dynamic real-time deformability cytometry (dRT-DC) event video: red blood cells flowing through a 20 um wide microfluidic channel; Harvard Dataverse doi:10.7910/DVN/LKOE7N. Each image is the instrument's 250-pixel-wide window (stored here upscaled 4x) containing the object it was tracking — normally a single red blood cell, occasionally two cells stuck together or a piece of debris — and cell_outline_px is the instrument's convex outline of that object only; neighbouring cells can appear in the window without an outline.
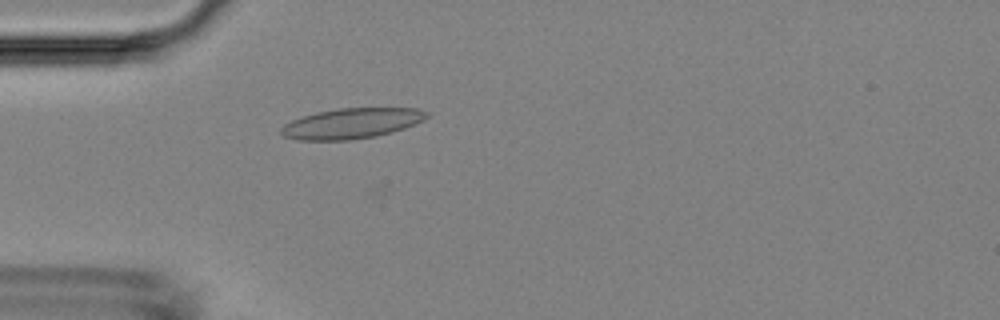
{"species": "Egyptian fruit bat (a non-hibernating species)", "species_latin": "Rousettus aegyptiacus", "temperature_condition": "room temperature", "stored_images_in_passage": 52, "camera_frame_rate_fps": 3000, "um_per_image_px": 0.085, "animal": {"sex": "female"}, "frame": {"image": 1, "passage_image": 17, "time_ms": 5.333, "image_size_px": [1000, 320], "cell_outline_px": [[428, 116], [424, 120], [416, 124], [392, 132], [376, 136], [348, 140], [296, 140], [284, 136], [280, 132], [280, 128], [284, 124], [292, 120], [316, 112], [336, 108], [416, 108], [428, 112]], "centroid_in_image_um": [29.88, 10.49], "position_along_channel_um": 55.1, "area_um2": 25.84}}
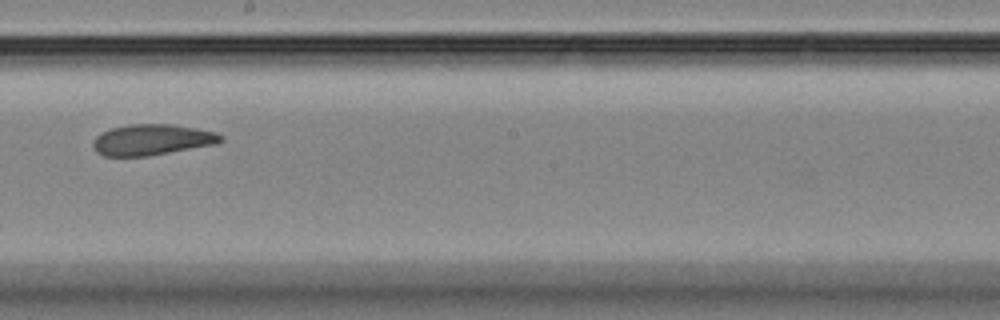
{"frame": {"image": 2, "passage_image": 31, "time_ms": 10.0, "image_size_px": [1000, 320], "cell_outline_px": [[224, 140], [216, 144], [148, 156], [104, 156], [96, 152], [92, 148], [92, 140], [96, 136], [112, 128], [128, 124], [172, 124], [216, 132], [224, 136]], "centroid_in_image_um": [12.91, 11.88], "position_along_channel_um": 235.3, "area_um2": 23.06}}
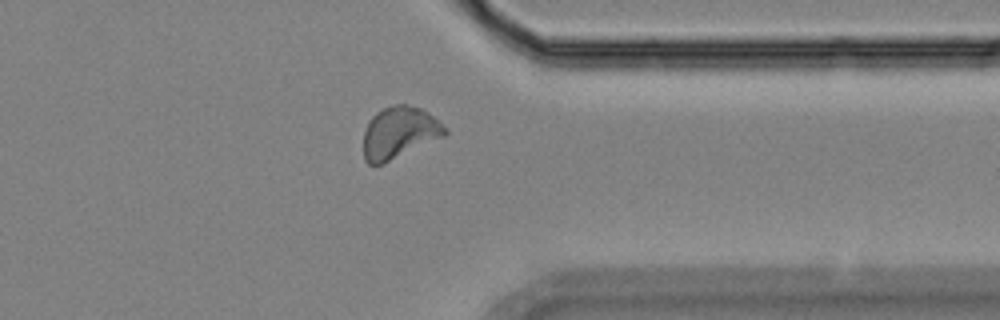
{"frame": {"image": 3, "passage_image": 42, "time_ms": 13.667, "image_size_px": [1000, 320], "cell_outline_px": [[448, 132], [444, 136], [384, 164], [368, 164], [364, 160], [364, 132], [368, 120], [376, 112], [392, 104], [404, 104], [420, 108], [428, 112], [448, 128]], "centroid_in_image_um": [33.94, 11.27], "position_along_channel_um": 377.5, "area_um2": 24.74}}